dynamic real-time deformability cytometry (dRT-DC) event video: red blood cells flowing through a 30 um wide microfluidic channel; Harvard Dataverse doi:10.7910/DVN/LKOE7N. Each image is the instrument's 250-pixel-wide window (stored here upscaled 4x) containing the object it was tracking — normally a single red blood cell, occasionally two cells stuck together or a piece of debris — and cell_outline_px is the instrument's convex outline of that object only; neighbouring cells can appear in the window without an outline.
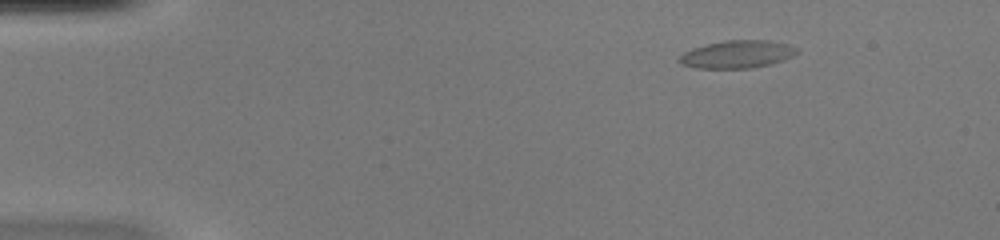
{"species": "common noctule bat (a hibernating species)", "species_latin": "Nyctalus noctula", "temperature_condition": "warm", "stored_images_in_passage": 45, "camera_frame_rate_fps": 3000, "um_per_image_px": 0.085, "animal": {"sex": "female", "body_mass_g": 20.0, "forearm_length_mm": 54.0}, "frame": {"image": 1, "passage_image": 1, "time_ms": 0.0, "image_size_px": [1000, 240], "cell_outline_px": [[800, 52], [784, 60], [772, 64], [752, 68], [696, 68], [680, 64], [676, 60], [684, 52], [692, 48], [724, 40], [768, 40], [788, 44], [800, 48]], "centroid_in_image_um": [62.69, 4.61], "position_along_channel_um": 22.3, "area_um2": 19.25}}
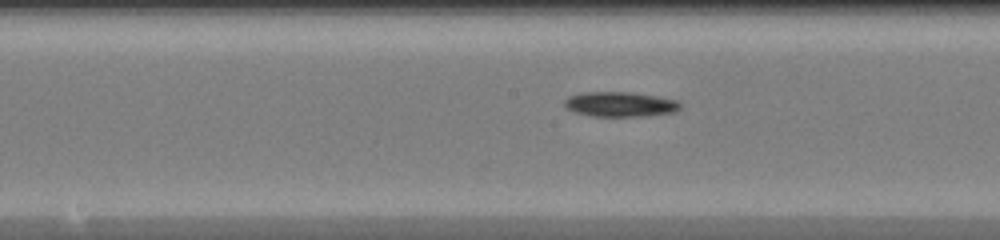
{"frame": {"image": 2, "passage_image": 21, "time_ms": 6.667, "image_size_px": [1000, 240], "cell_outline_px": [[680, 108], [676, 112], [648, 116], [592, 116], [576, 112], [564, 108], [564, 100], [568, 96], [580, 92], [632, 92], [680, 100]], "centroid_in_image_um": [52.72, 8.86], "position_along_channel_um": 195.5, "area_um2": 17.05}}
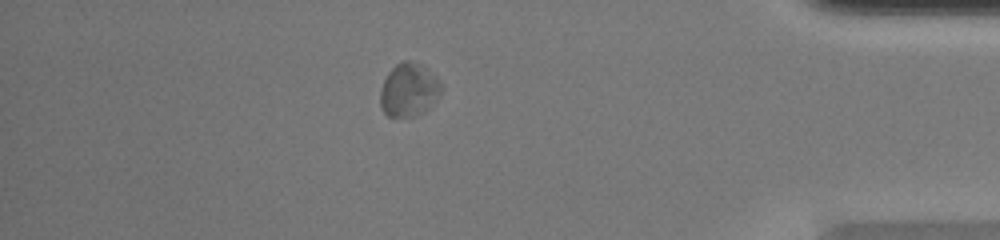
{"frame": {"image": 3, "passage_image": 39, "time_ms": 12.667, "image_size_px": [1000, 240], "cell_outline_px": [[444, 88], [436, 100], [424, 112], [416, 116], [388, 116], [380, 108], [380, 88], [388, 72], [400, 60], [412, 60], [420, 64], [436, 76], [440, 80]], "centroid_in_image_um": [34.76, 7.63], "position_along_channel_um": 400.4, "area_um2": 19.25}, "authors_computed_cell_mechanics": {"area_um2": 17.1666, "velocity_mm_per_s": 4.0065, "shape_relaxation_time_tau1_ms": 1.4442, "shape_relaxation_time_tau2_ms": null, "deformation_change_tau1": 0.0843, "deformation_change_tau2": null}}